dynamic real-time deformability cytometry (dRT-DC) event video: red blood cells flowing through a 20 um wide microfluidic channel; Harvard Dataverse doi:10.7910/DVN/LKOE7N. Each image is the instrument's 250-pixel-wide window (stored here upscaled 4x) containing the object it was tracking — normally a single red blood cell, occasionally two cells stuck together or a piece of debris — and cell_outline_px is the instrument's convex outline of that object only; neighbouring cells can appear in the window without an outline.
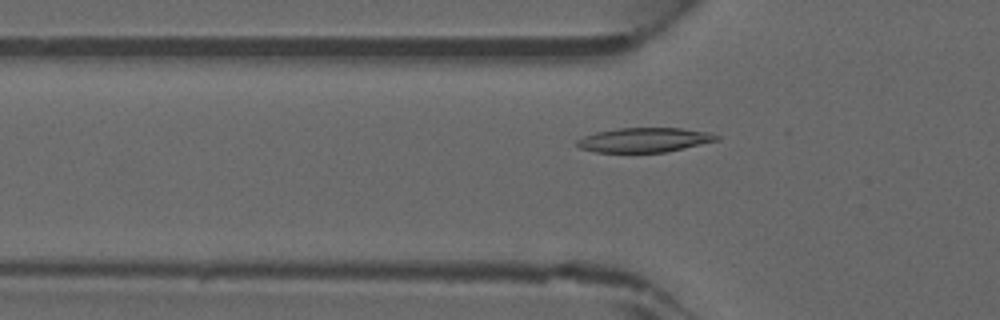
{"species": "common noctule bat (a hibernating species)", "species_latin": "Nyctalus noctula", "temperature_condition": "warm", "stored_images_in_passage": 45, "camera_frame_rate_fps": 3000, "um_per_image_px": 0.085, "animal": {"sex": "male", "forearm_length_mm": 52.5}, "frame": {"image": 1, "passage_image": 15, "time_ms": 4.667, "image_size_px": [1000, 320], "cell_outline_px": [[720, 140], [664, 152], [596, 152], [580, 148], [576, 144], [576, 140], [584, 136], [596, 132], [620, 128], [680, 128], [708, 132], [720, 136]], "centroid_in_image_um": [54.77, 11.89], "position_along_channel_um": 71.0, "area_um2": 19.77}}
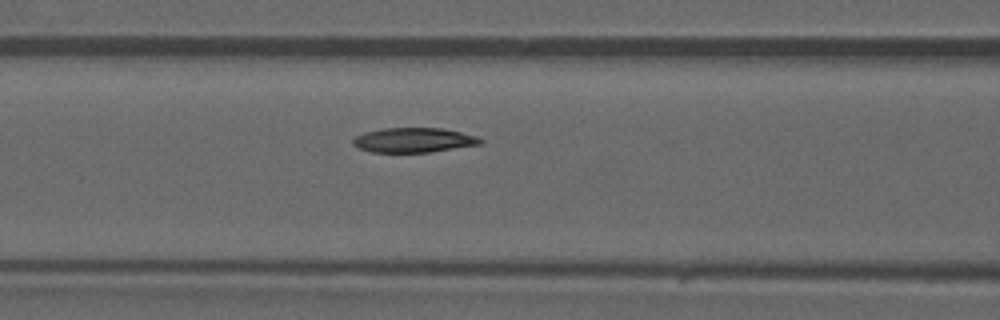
{"frame": {"image": 2, "passage_image": 19, "time_ms": 6.0, "image_size_px": [1000, 320], "cell_outline_px": [[484, 140], [480, 144], [428, 152], [372, 152], [360, 148], [352, 144], [352, 140], [356, 136], [364, 132], [384, 128], [444, 128], [480, 136]], "centroid_in_image_um": [35.19, 11.89], "position_along_channel_um": 131.4, "area_um2": 18.32}}
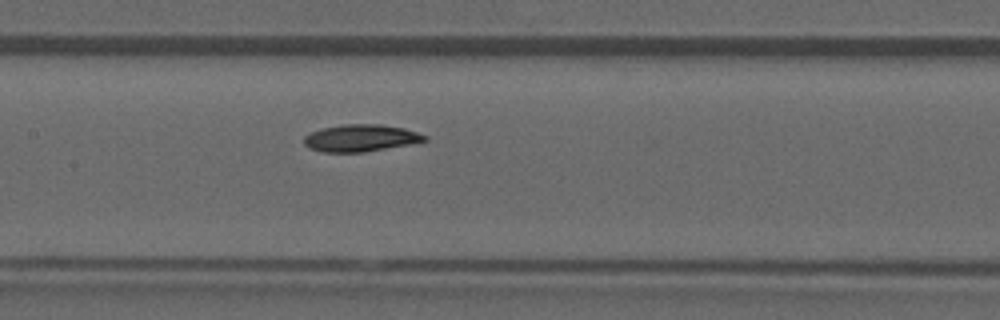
{"frame": {"image": 3, "passage_image": 22, "time_ms": 7.0, "image_size_px": [1000, 320], "cell_outline_px": [[428, 140], [408, 144], [364, 152], [324, 152], [312, 148], [304, 144], [304, 136], [312, 132], [324, 128], [344, 124], [380, 124], [404, 128], [428, 136]], "centroid_in_image_um": [30.68, 11.73], "position_along_channel_um": 176.7, "area_um2": 18.73}}